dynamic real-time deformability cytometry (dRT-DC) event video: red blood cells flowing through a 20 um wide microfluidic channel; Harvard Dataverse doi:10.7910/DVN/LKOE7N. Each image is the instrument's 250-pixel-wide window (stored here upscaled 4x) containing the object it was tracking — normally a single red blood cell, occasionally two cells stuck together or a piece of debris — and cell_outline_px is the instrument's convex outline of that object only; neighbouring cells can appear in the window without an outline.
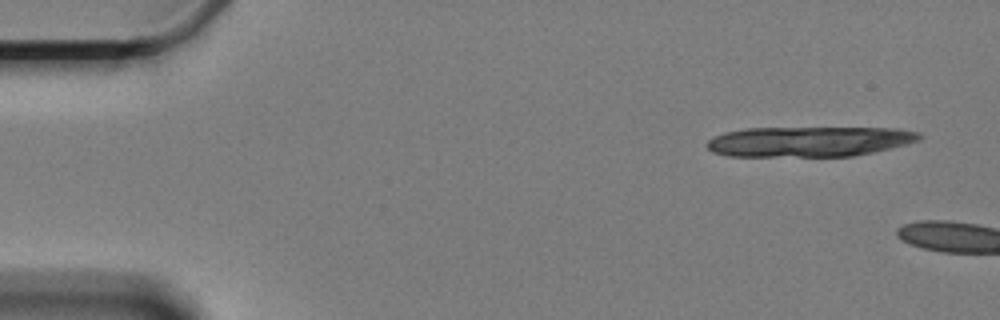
{"species": "Egyptian fruit bat (a non-hibernating species)", "species_latin": "Rousettus aegyptiacus", "temperature_condition": "cold", "stored_images_in_passage": 6, "camera_frame_rate_fps": 3000, "um_per_image_px": 0.085, "animal": {"sex": "female"}, "frame": {"image": 1, "passage_image": 3, "time_ms": 0.667, "image_size_px": [1000, 320], "cell_outline_px": [[924, 136], [920, 140], [908, 144], [872, 152], [852, 156], [728, 156], [712, 152], [708, 148], [708, 140], [724, 132], [744, 128], [896, 128], [920, 132]], "centroid_in_image_um": [68.81, 12.02], "position_along_channel_um": 16.2, "area_um2": 37.45}}